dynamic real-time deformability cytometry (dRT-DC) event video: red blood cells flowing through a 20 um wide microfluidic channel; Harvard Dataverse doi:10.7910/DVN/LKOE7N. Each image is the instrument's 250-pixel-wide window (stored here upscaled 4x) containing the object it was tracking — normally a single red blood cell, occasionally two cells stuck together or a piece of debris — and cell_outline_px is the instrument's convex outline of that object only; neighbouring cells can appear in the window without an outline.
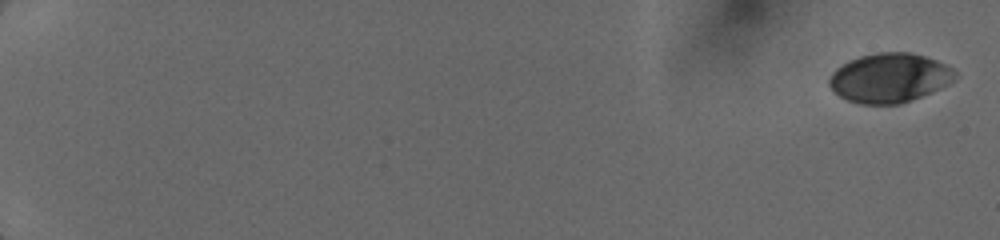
{"species": "human", "species_latin": "Homo sapiens", "temperature_condition": "cold", "stored_images_in_passage": 14, "camera_frame_rate_fps": 3000, "um_per_image_px": 0.085, "donor": {"sex": "female"}, "frame": {"image": 1, "passage_image": 1, "time_ms": 0.0, "image_size_px": [1000, 240], "cell_outline_px": [[956, 76], [948, 84], [940, 88], [900, 104], [860, 104], [848, 100], [840, 96], [828, 84], [828, 80], [832, 72], [836, 68], [848, 60], [860, 56], [876, 52], [908, 52], [924, 56], [936, 60], [952, 68], [956, 72]], "centroid_in_image_um": [75.58, 6.61], "position_along_channel_um": 9.4, "area_um2": 35.95}}
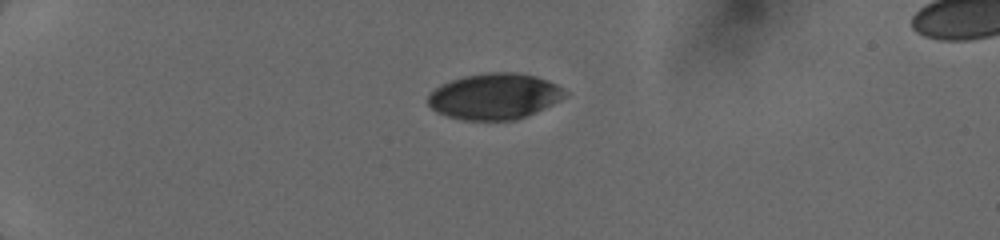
{"frame": {"image": 2, "passage_image": 11, "time_ms": 4.667, "image_size_px": [1000, 240], "cell_outline_px": [[568, 96], [536, 112], [516, 120], [464, 120], [448, 116], [436, 112], [428, 104], [428, 96], [440, 84], [464, 76], [488, 72], [516, 72], [536, 76], [548, 80], [564, 88], [568, 92]], "centroid_in_image_um": [42.07, 8.18], "position_along_channel_um": 42.9, "area_um2": 36.82}}
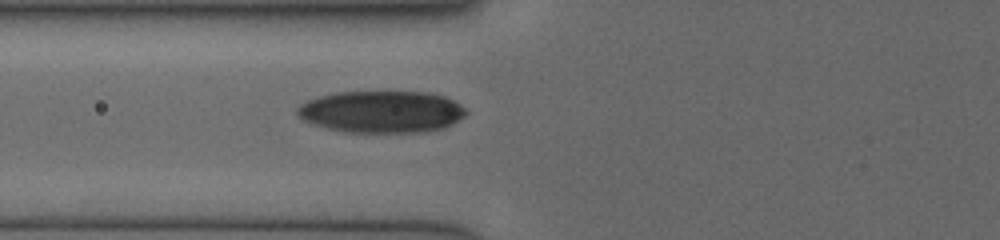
{"frame": {"image": 3, "passage_image": 14, "time_ms": 7.333, "image_size_px": [1000, 240], "cell_outline_px": [[468, 112], [464, 116], [452, 124], [444, 128], [424, 132], [348, 132], [328, 128], [312, 124], [296, 116], [296, 108], [300, 104], [308, 100], [320, 96], [336, 92], [428, 92], [444, 96], [460, 104]], "centroid_in_image_um": [32.42, 9.5], "position_along_channel_um": 93.4, "area_um2": 41.33}}